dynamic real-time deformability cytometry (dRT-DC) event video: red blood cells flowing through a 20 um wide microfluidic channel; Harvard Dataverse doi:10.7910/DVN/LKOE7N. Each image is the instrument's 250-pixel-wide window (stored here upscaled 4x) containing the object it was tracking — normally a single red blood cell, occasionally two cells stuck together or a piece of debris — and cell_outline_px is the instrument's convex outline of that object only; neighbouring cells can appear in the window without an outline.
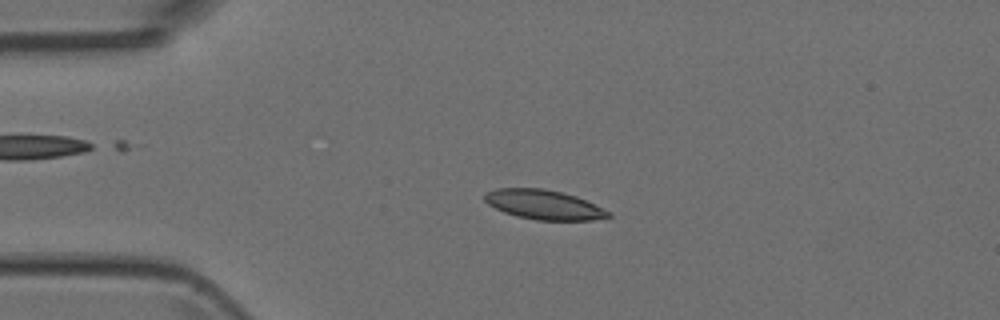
{"species": "Egyptian fruit bat (a non-hibernating species)", "species_latin": "Rousettus aegyptiacus", "temperature_condition": "room temperature", "stored_images_in_passage": 7, "camera_frame_rate_fps": 3000, "um_per_image_px": 0.085, "animal": {"sex": "female"}, "frame": {"image": 1, "passage_image": 3, "time_ms": 2.333, "image_size_px": [1000, 320], "cell_outline_px": [[612, 216], [592, 220], [536, 220], [516, 216], [504, 212], [488, 204], [484, 200], [484, 196], [488, 192], [496, 188], [544, 188], [576, 196], [608, 212]], "centroid_in_image_um": [46.17, 17.39], "position_along_channel_um": 38.8, "area_um2": 20.92}}
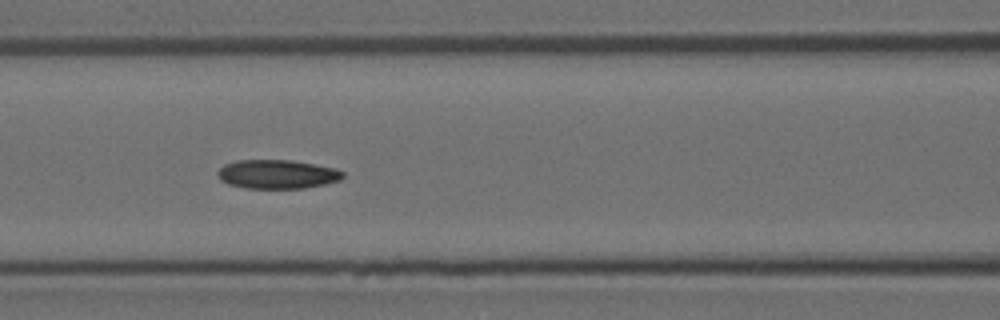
{"frame": {"image": 2, "passage_image": 6, "time_ms": 5.667, "image_size_px": [1000, 320], "cell_outline_px": [[344, 176], [340, 180], [324, 184], [304, 188], [244, 188], [228, 184], [220, 180], [216, 176], [216, 172], [224, 164], [236, 160], [288, 160], [336, 168], [344, 172]], "centroid_in_image_um": [23.52, 14.81], "position_along_channel_um": 143.1, "area_um2": 21.15}}
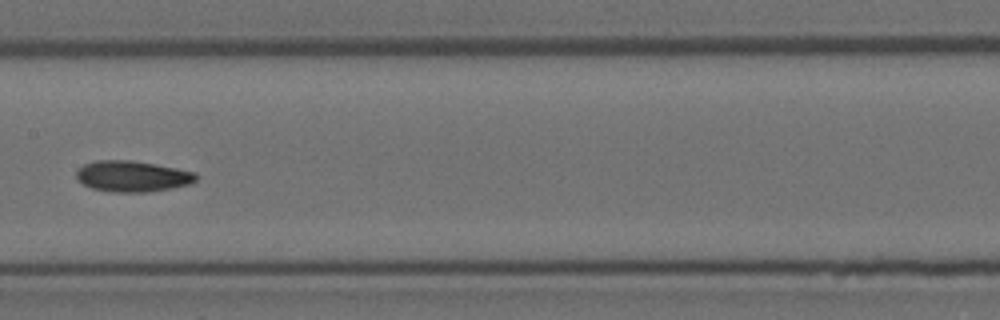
{"frame": {"image": 3, "passage_image": 7, "time_ms": 7.0, "image_size_px": [1000, 320], "cell_outline_px": [[196, 180], [188, 184], [172, 188], [148, 192], [112, 192], [92, 188], [76, 180], [76, 172], [84, 164], [96, 160], [132, 160], [156, 164], [196, 172]], "centroid_in_image_um": [11.23, 14.98], "position_along_channel_um": 196.2, "area_um2": 21.62}}